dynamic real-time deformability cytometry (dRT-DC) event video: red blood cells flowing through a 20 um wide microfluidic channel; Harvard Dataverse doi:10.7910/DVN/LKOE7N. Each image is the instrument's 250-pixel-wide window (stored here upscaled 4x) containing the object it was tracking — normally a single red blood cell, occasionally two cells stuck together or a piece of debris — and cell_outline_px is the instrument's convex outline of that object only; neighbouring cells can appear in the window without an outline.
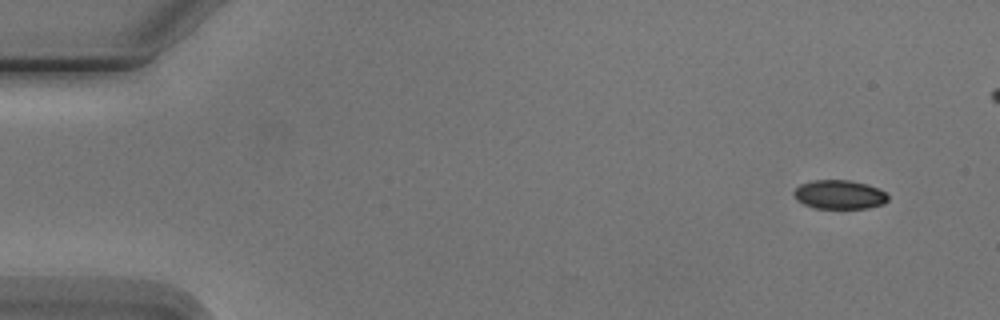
{"species": "Egyptian fruit bat (a non-hibernating species)", "species_latin": "Rousettus aegyptiacus", "temperature_condition": "cold", "stored_images_in_passage": 8, "camera_frame_rate_fps": 3000, "um_per_image_px": 0.085, "animal": {"sex": "male"}, "frame": {"image": 1, "passage_image": 1, "time_ms": 0.0, "image_size_px": [1000, 320], "cell_outline_px": [[888, 200], [884, 204], [868, 208], [816, 208], [804, 204], [796, 200], [792, 192], [800, 184], [812, 180], [848, 180], [868, 184], [884, 192], [888, 196]], "centroid_in_image_um": [71.33, 16.54], "position_along_channel_um": 13.7, "area_um2": 15.9}}
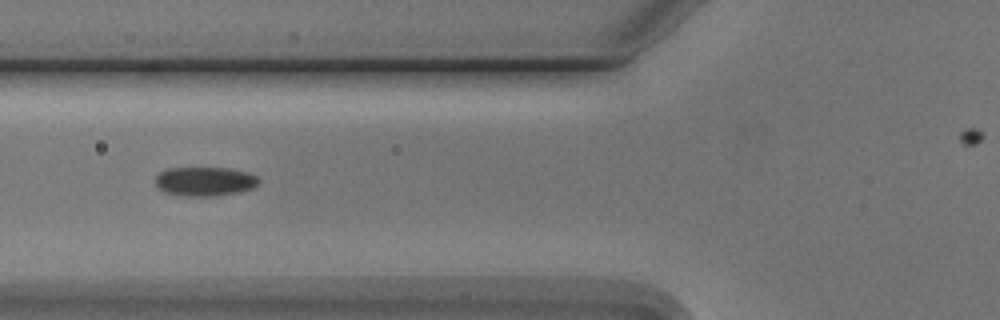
{"frame": {"image": 2, "passage_image": 6, "time_ms": 5.667, "image_size_px": [1000, 320], "cell_outline_px": [[260, 180], [252, 188], [236, 192], [216, 196], [188, 196], [164, 192], [156, 184], [156, 176], [160, 172], [168, 168], [228, 168], [248, 172], [256, 176]], "centroid_in_image_um": [17.41, 15.41], "position_along_channel_um": 108.4, "area_um2": 17.34}}
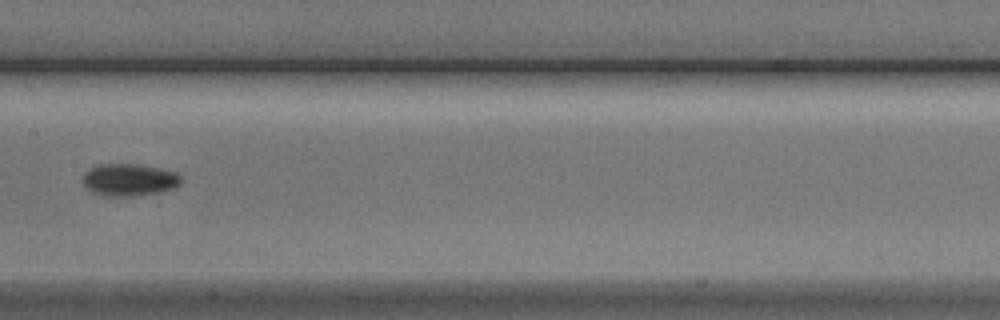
{"frame": {"image": 3, "passage_image": 8, "time_ms": 8.0, "image_size_px": [1000, 320], "cell_outline_px": [[180, 184], [172, 188], [140, 196], [100, 196], [92, 192], [84, 184], [84, 172], [88, 168], [100, 164], [136, 164], [160, 168], [176, 172], [180, 176]], "centroid_in_image_um": [10.95, 15.28], "position_along_channel_um": 196.5, "area_um2": 18.44}}